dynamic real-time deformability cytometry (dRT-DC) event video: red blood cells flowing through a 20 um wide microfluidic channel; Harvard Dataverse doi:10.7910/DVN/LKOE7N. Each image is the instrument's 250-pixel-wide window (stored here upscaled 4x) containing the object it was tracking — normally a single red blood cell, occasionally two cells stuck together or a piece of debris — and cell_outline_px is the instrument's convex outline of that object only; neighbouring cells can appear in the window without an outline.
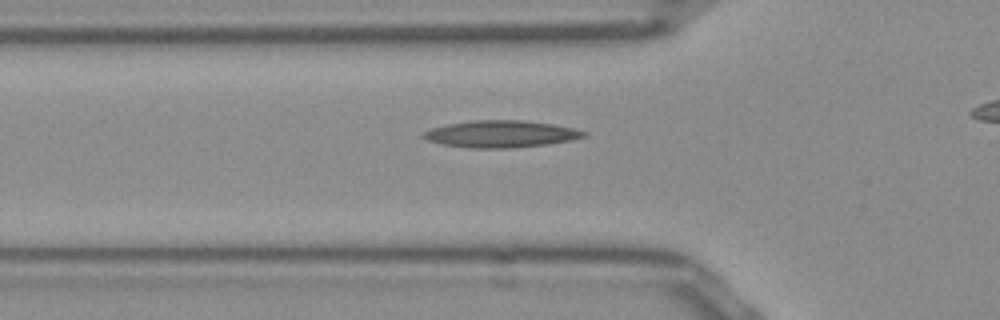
{"species": "Egyptian fruit bat (a non-hibernating species)", "species_latin": "Rousettus aegyptiacus", "temperature_condition": "room temperature", "stored_images_in_passage": 32, "camera_frame_rate_fps": 3000, "um_per_image_px": 0.085, "frame": {"image": 1, "passage_image": 6, "time_ms": 1.667, "image_size_px": [1000, 320], "cell_outline_px": [[588, 136], [572, 140], [548, 144], [512, 148], [472, 148], [444, 144], [428, 140], [420, 136], [424, 132], [432, 128], [448, 124], [472, 120], [520, 120], [552, 124], [576, 128], [588, 132]], "centroid_in_image_um": [42.64, 11.39], "position_along_channel_um": 83.2, "area_um2": 25.2}}
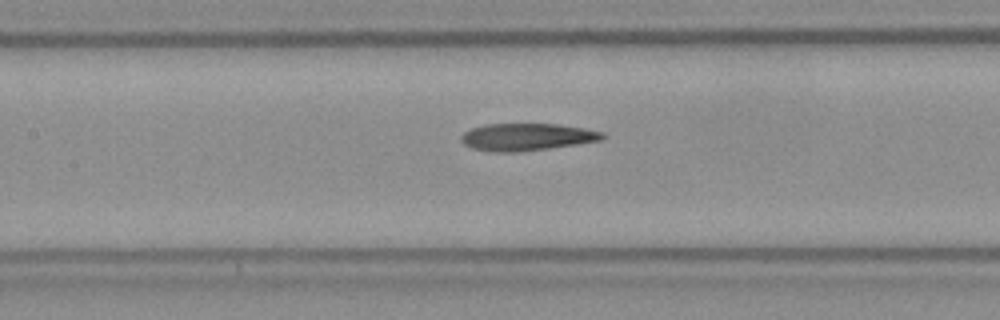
{"frame": {"image": 2, "passage_image": 12, "time_ms": 3.667, "image_size_px": [1000, 320], "cell_outline_px": [[608, 136], [604, 140], [548, 148], [516, 152], [496, 152], [472, 148], [464, 144], [460, 140], [460, 136], [464, 132], [472, 128], [484, 124], [560, 124], [584, 128], [604, 132]], "centroid_in_image_um": [44.81, 11.63], "position_along_channel_um": 162.6, "area_um2": 22.54}}
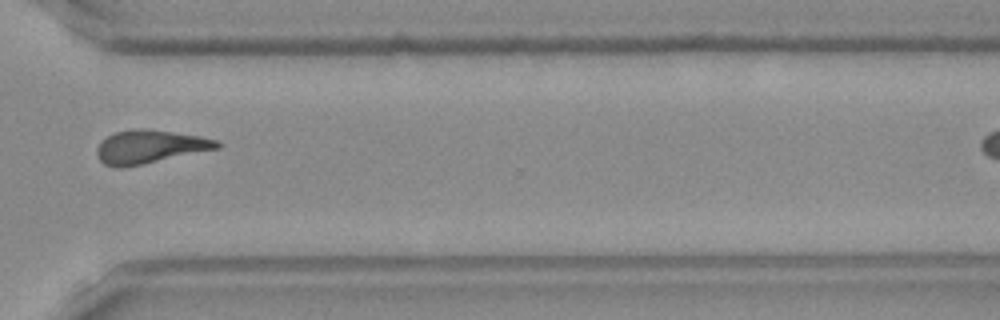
{"frame": {"image": 3, "passage_image": 27, "time_ms": 8.667, "image_size_px": [1000, 320], "cell_outline_px": [[224, 144], [220, 148], [140, 164], [104, 164], [100, 160], [96, 152], [96, 148], [100, 140], [116, 132], [140, 128], [144, 128], [200, 136], [216, 140]], "centroid_in_image_um": [12.78, 12.43], "position_along_channel_um": 357.8, "area_um2": 22.54}, "authors_computed_cell_mechanics": {"area_um2": 22.7732, "velocity_mm_per_s": 3.9133, "shape_relaxation_time_tau1_ms": null, "shape_relaxation_time_tau2_ms": 7.3304, "deformation_change_tau1": null, "deformation_change_tau2": 0.2085}}